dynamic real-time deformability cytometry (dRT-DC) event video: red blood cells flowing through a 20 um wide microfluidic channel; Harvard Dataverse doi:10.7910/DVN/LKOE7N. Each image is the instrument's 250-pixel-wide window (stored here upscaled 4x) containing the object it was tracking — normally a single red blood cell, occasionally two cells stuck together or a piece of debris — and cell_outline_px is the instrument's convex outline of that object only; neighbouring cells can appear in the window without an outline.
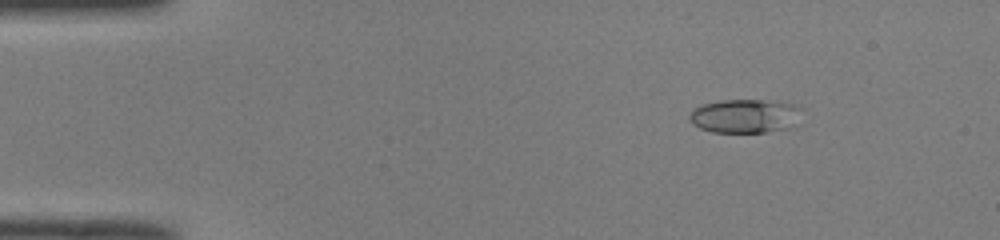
{"species": "common noctule bat (a hibernating species)", "species_latin": "Nyctalus noctula", "temperature_condition": "room temperature", "stored_images_in_passage": 51, "camera_frame_rate_fps": 3000, "um_per_image_px": 0.085, "animal": {"sex": "male", "body_mass_g": 19.0, "forearm_length_mm": 50.8}, "frame": {"image": 1, "passage_image": 7, "time_ms": 2.0, "image_size_px": [1000, 240], "cell_outline_px": [[804, 108], [796, 128], [764, 132], [712, 132], [700, 128], [692, 124], [688, 120], [688, 116], [692, 108], [704, 104], [720, 100], [760, 100], [792, 104]], "centroid_in_image_um": [63.36, 9.87], "position_along_channel_um": 21.6, "area_um2": 22.66}}
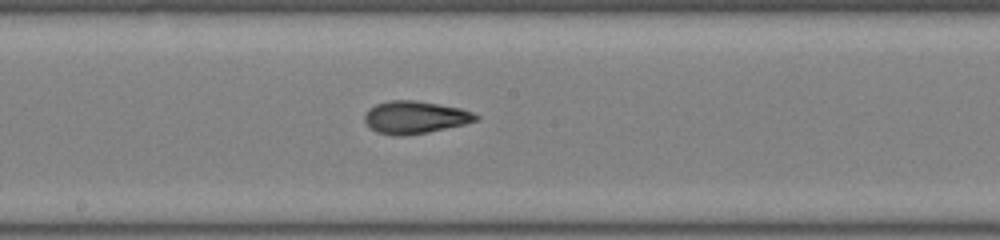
{"frame": {"image": 2, "passage_image": 28, "time_ms": 9.0, "image_size_px": [1000, 240], "cell_outline_px": [[480, 120], [464, 124], [428, 132], [404, 136], [392, 136], [376, 132], [368, 128], [364, 120], [364, 112], [368, 108], [376, 104], [388, 100], [416, 100], [460, 108], [472, 112], [480, 116]], "centroid_in_image_um": [35.23, 9.98], "position_along_channel_um": 213.0, "area_um2": 21.44}}
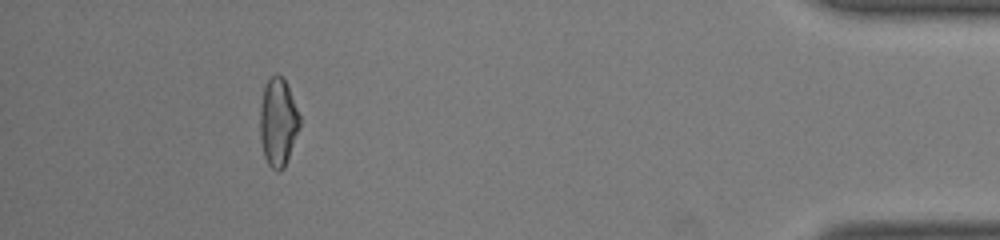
{"frame": {"image": 3, "passage_image": 47, "time_ms": 15.333, "image_size_px": [1000, 240], "cell_outline_px": [[300, 128], [284, 168], [280, 172], [276, 172], [268, 164], [264, 156], [260, 140], [260, 104], [264, 88], [268, 80], [276, 72], [284, 80], [288, 88], [300, 116]], "centroid_in_image_um": [23.63, 10.43], "position_along_channel_um": 411.6, "area_um2": 20.35}, "authors_computed_cell_mechanics": {"area_um2": 21.0392, "velocity_mm_per_s": 4.0249, "shape_relaxation_time_tau1_ms": 8.0853, "shape_relaxation_time_tau2_ms": 1.4495, "deformation_change_tau1": 0.2602, "deformation_change_tau2": 0.0617}}